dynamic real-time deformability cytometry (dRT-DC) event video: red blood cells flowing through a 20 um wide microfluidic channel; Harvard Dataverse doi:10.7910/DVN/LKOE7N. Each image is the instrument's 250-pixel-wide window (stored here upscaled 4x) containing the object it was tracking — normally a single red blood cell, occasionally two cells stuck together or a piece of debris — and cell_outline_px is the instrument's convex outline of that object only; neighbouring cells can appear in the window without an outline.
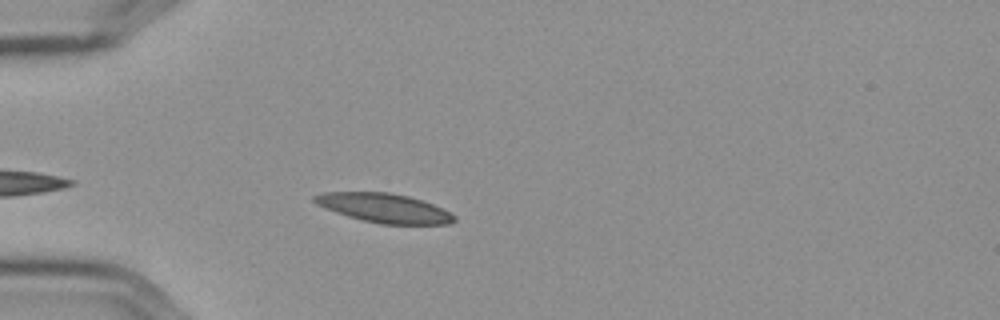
{"species": "Egyptian fruit bat (a non-hibernating species)", "species_latin": "Rousettus aegyptiacus", "temperature_condition": "cold", "stored_images_in_passage": 43, "camera_frame_rate_fps": 3000, "um_per_image_px": 0.085, "frame": {"image": 1, "passage_image": 5, "time_ms": 1.333, "image_size_px": [1000, 320], "cell_outline_px": [[456, 220], [452, 224], [380, 224], [348, 216], [324, 208], [316, 204], [312, 200], [312, 196], [324, 192], [388, 192], [408, 196], [432, 204], [456, 216]], "centroid_in_image_um": [32.63, 17.68], "position_along_channel_um": 52.4, "area_um2": 23.58}}
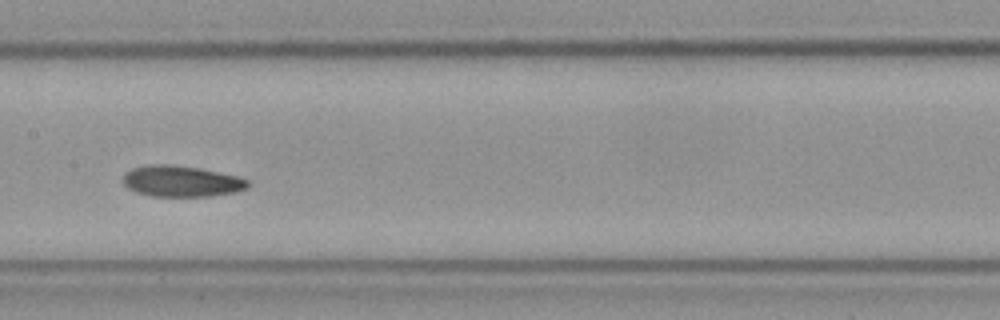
{"frame": {"image": 2, "passage_image": 18, "time_ms": 5.667, "image_size_px": [1000, 320], "cell_outline_px": [[248, 188], [236, 192], [208, 196], [152, 196], [136, 192], [128, 188], [124, 184], [124, 176], [132, 168], [152, 164], [172, 164], [200, 168], [236, 176], [248, 180]], "centroid_in_image_um": [15.43, 15.4], "position_along_channel_um": 192.0, "area_um2": 22.43}}
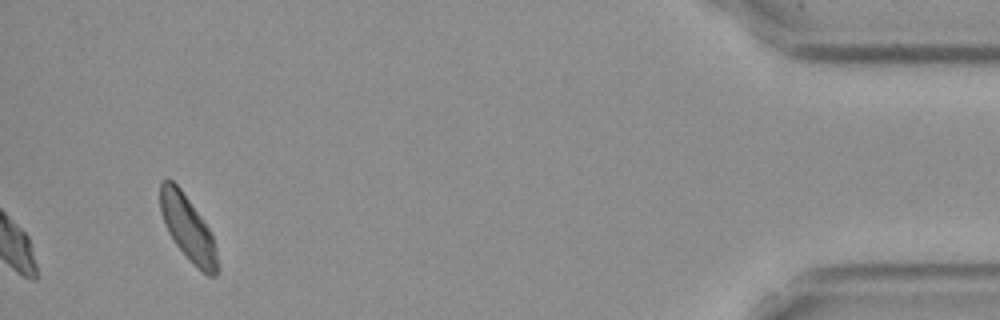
{"frame": {"image": 3, "passage_image": 43, "time_ms": 14.0, "image_size_px": [1000, 320], "cell_outline_px": [[220, 268], [216, 276], [208, 276], [176, 244], [168, 232], [160, 212], [160, 180], [168, 176], [180, 188], [200, 216], [208, 228], [212, 236], [216, 248]], "centroid_in_image_um": [15.96, 19.35], "position_along_channel_um": 419.2, "area_um2": 21.27}, "authors_computed_cell_mechanics": {"area_um2": 22.9466, "velocity_mm_per_s": 3.5372, "shape_relaxation_time_tau1_ms": 5.1082, "shape_relaxation_time_tau2_ms": 4.4521, "deformation_change_tau1": 0.0948, "deformation_change_tau2": 0.1045}}